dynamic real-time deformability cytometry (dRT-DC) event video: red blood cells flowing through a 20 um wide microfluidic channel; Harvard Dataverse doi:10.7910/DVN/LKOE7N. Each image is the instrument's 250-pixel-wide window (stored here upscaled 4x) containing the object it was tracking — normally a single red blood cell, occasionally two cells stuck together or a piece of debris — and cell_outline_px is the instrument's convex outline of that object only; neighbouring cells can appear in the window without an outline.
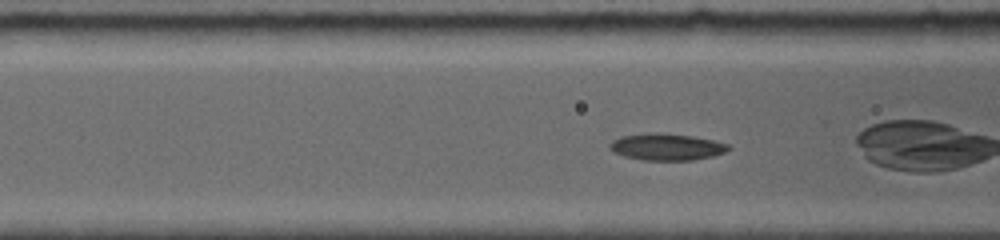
{"species": "common noctule bat (a hibernating species)", "species_latin": "Nyctalus noctula", "temperature_condition": "room temperature", "stored_images_in_passage": 18, "camera_frame_rate_fps": 5000, "um_per_image_px": 0.085, "animal": {"sex": "female", "body_mass_g": 19.0, "forearm_length_mm": 56.7}, "frame": {"image": 1, "passage_image": 6, "time_ms": 0.8, "image_size_px": [1000, 240], "cell_outline_px": [[732, 148], [724, 152], [712, 156], [692, 160], [644, 160], [624, 156], [608, 148], [608, 144], [612, 140], [620, 136], [656, 132], [660, 132], [692, 136], [712, 140], [728, 144]], "centroid_in_image_um": [56.64, 12.48], "position_along_channel_um": 110.0, "area_um2": 18.44}}
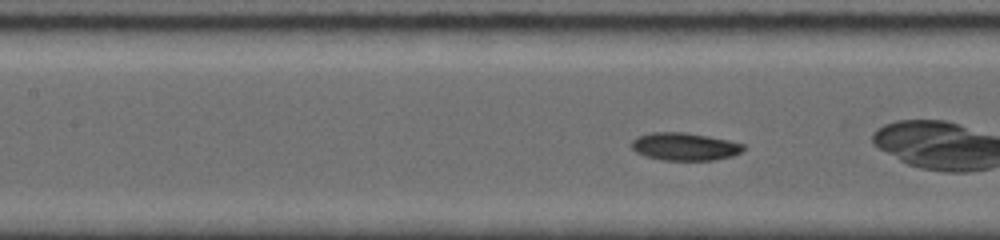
{"frame": {"image": 2, "passage_image": 12, "time_ms": 1.8, "image_size_px": [1000, 240], "cell_outline_px": [[744, 148], [740, 152], [732, 156], [712, 160], [664, 160], [648, 156], [636, 152], [632, 148], [632, 140], [636, 136], [652, 132], [684, 132], [708, 136], [728, 140], [744, 144]], "centroid_in_image_um": [58.18, 12.45], "position_along_channel_um": 149.2, "area_um2": 17.92}}